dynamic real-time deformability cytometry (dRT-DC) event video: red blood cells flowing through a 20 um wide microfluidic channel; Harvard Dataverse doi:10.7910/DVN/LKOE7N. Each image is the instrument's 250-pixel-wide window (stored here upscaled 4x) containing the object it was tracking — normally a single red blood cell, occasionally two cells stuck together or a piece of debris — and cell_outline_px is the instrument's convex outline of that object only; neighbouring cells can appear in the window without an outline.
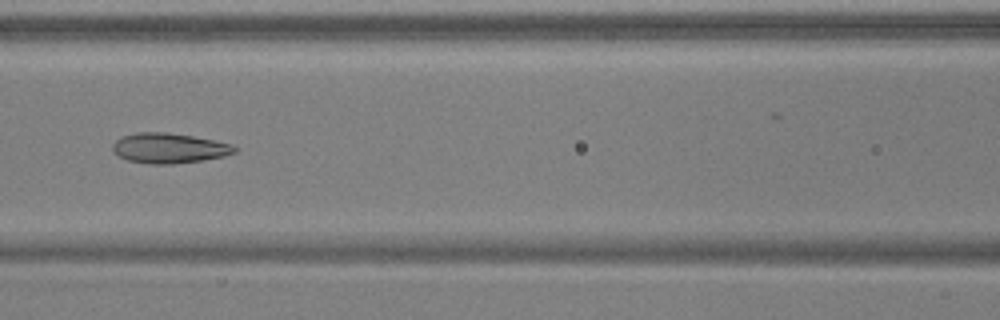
{"species": "common noctule bat (a hibernating species)", "species_latin": "Nyctalus noctula", "temperature_condition": "warm", "stored_images_in_passage": 8, "camera_frame_rate_fps": 3000, "um_per_image_px": 0.085, "animal": {"sex": "male", "body_mass_g": 17.9, "forearm_length_mm": 54.2}, "frame": {"image": 1, "passage_image": 7, "time_ms": 2.0, "image_size_px": [1000, 320], "cell_outline_px": [[236, 152], [224, 156], [200, 160], [172, 164], [148, 164], [128, 160], [112, 152], [112, 144], [120, 136], [136, 132], [164, 132], [192, 136], [232, 144], [236, 148]], "centroid_in_image_um": [14.32, 12.59], "position_along_channel_um": 152.3, "area_um2": 21.33}}